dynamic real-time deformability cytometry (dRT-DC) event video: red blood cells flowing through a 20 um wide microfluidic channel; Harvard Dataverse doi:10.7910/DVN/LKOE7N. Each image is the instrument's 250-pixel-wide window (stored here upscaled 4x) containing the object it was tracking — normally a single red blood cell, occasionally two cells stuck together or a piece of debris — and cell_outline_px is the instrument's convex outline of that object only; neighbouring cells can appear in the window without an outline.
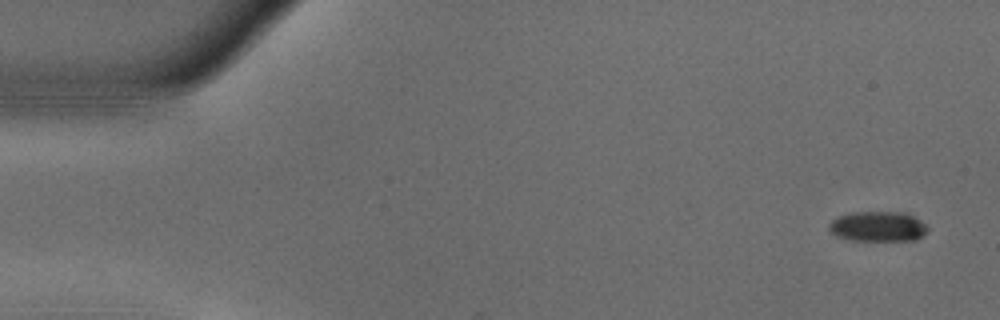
{"species": "common noctule bat (a hibernating species)", "species_latin": "Nyctalus noctula", "temperature_condition": "warm", "stored_images_in_passage": 53, "camera_frame_rate_fps": 3000, "um_per_image_px": 0.085, "animal": {"sex": "male", "body_mass_g": 18.8}, "frame": {"image": 1, "passage_image": 1, "time_ms": 0.0, "image_size_px": [1000, 320], "cell_outline_px": [[928, 232], [924, 236], [916, 240], [852, 240], [836, 236], [828, 228], [828, 224], [836, 216], [852, 212], [904, 212], [920, 220], [928, 228]], "centroid_in_image_um": [74.62, 19.25], "position_along_channel_um": 10.4, "area_um2": 17.4}}
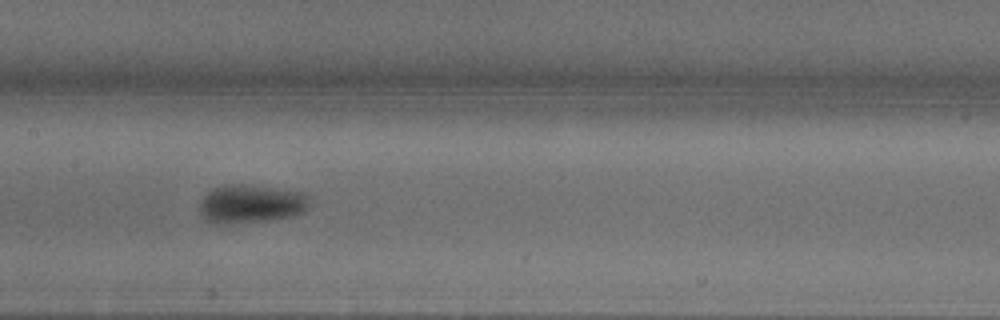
{"frame": {"image": 2, "passage_image": 25, "time_ms": 8.0, "image_size_px": [1000, 320], "cell_outline_px": [[308, 204], [304, 212], [292, 216], [268, 220], [228, 224], [220, 224], [208, 220], [200, 212], [200, 200], [212, 188], [224, 184], [252, 184], [304, 192], [308, 196]], "centroid_in_image_um": [21.33, 17.3], "position_along_channel_um": 186.1, "area_um2": 24.8}}
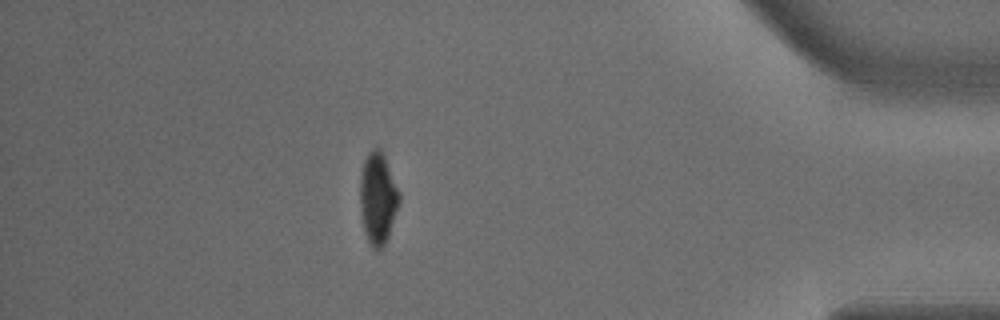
{"frame": {"image": 3, "passage_image": 46, "time_ms": 15.0, "image_size_px": [1000, 320], "cell_outline_px": [[400, 200], [388, 236], [384, 244], [380, 248], [372, 248], [364, 232], [360, 208], [360, 176], [364, 160], [368, 152], [372, 148], [380, 148], [384, 156], [400, 192]], "centroid_in_image_um": [32.1, 16.82], "position_along_channel_um": 403.1, "area_um2": 20.75}, "authors_computed_cell_mechanics": {"area_um2": 21.097, "velocity_mm_per_s": 3.7352, "shape_relaxation_time_tau1_ms": 4.6125, "shape_relaxation_time_tau2_ms": null, "deformation_change_tau1": 0.1902, "deformation_change_tau2": null}}